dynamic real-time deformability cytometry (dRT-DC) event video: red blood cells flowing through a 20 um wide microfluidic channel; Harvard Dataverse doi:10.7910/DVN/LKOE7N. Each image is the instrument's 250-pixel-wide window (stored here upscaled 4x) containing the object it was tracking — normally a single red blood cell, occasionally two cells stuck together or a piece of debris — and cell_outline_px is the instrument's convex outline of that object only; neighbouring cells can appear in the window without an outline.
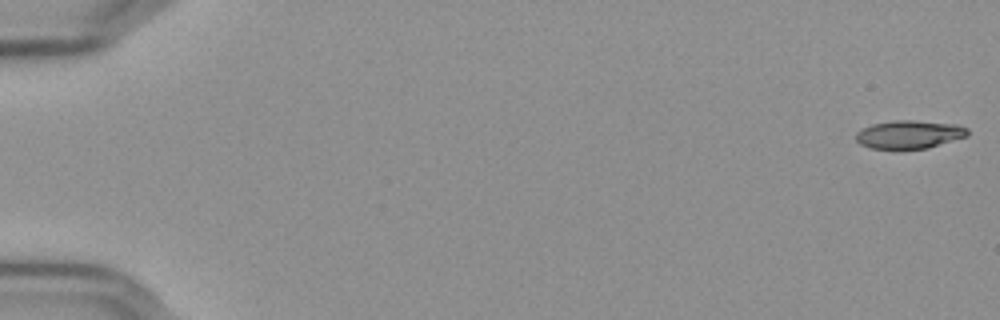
{"species": "Egyptian fruit bat (a non-hibernating species)", "species_latin": "Rousettus aegyptiacus", "temperature_condition": "cold", "stored_images_in_passage": 57, "camera_frame_rate_fps": 3000, "um_per_image_px": 0.085, "frame": {"image": 1, "passage_image": 1, "time_ms": 0.0, "image_size_px": [1000, 320], "cell_outline_px": [[968, 136], [928, 148], [896, 152], [892, 152], [868, 148], [860, 144], [856, 140], [856, 132], [860, 128], [872, 124], [896, 120], [912, 120], [960, 124], [968, 128]], "centroid_in_image_um": [77.25, 11.47], "position_along_channel_um": 7.8, "area_um2": 19.36}}
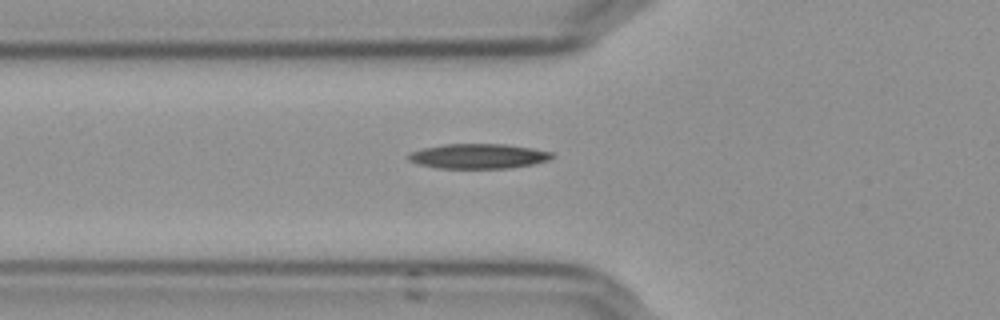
{"frame": {"image": 2, "passage_image": 21, "time_ms": 6.667, "image_size_px": [1000, 320], "cell_outline_px": [[556, 156], [548, 160], [532, 164], [504, 168], [440, 168], [416, 164], [408, 160], [408, 152], [424, 148], [444, 144], [508, 144], [532, 148], [552, 152]], "centroid_in_image_um": [40.64, 13.27], "position_along_channel_um": 85.2, "area_um2": 20.81}}
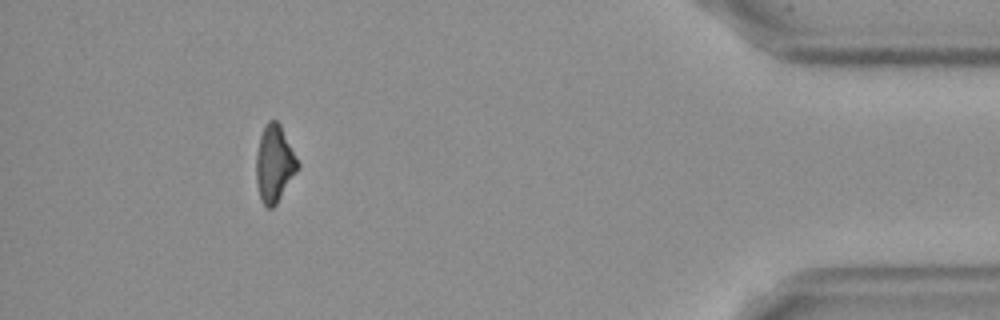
{"frame": {"image": 3, "passage_image": 52, "time_ms": 17.0, "image_size_px": [1000, 320], "cell_outline_px": [[300, 168], [276, 204], [272, 208], [268, 208], [260, 200], [256, 184], [256, 152], [260, 136], [268, 120], [276, 120], [280, 124], [300, 164]], "centroid_in_image_um": [23.32, 13.93], "position_along_channel_um": 411.9, "area_um2": 18.73}, "authors_computed_cell_mechanics": {"area_um2": 19.5942, "velocity_mm_per_s": 3.6471, "shape_relaxation_time_tau1_ms": 5.5319, "shape_relaxation_time_tau2_ms": null, "deformation_change_tau1": 0.1392, "deformation_change_tau2": null}}